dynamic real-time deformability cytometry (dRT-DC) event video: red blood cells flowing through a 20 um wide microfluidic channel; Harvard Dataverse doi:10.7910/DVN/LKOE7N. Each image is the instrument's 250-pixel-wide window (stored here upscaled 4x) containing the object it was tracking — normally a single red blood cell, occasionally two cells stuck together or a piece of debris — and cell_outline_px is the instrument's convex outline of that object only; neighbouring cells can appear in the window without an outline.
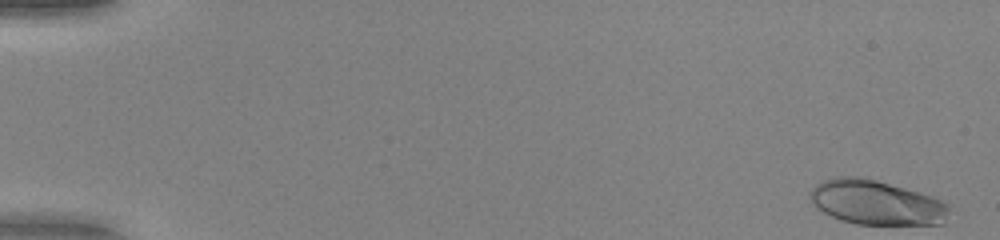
{"species": "human", "species_latin": "Homo sapiens", "temperature_condition": "warm", "stored_images_in_passage": 15, "camera_frame_rate_fps": 3000, "um_per_image_px": 0.085, "donor": {"sex": "female"}, "frame": {"image": 1, "passage_image": 1, "time_ms": 0.0, "image_size_px": [1000, 240], "cell_outline_px": [[948, 212], [944, 224], [856, 224], [840, 220], [816, 208], [812, 204], [808, 196], [808, 192], [820, 180], [836, 176], [860, 176], [876, 180], [920, 192], [932, 196], [948, 204]], "centroid_in_image_um": [74.42, 17.2], "position_along_channel_um": 10.6, "area_um2": 36.36}}
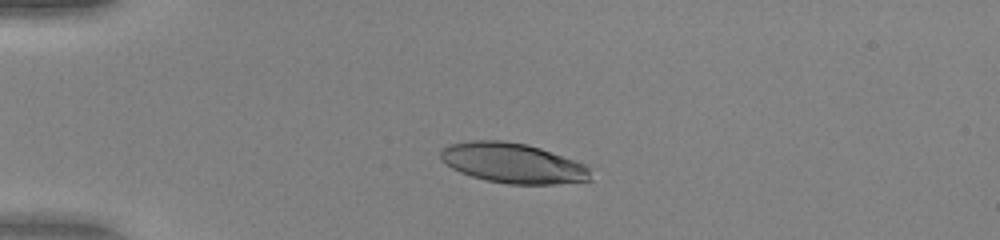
{"frame": {"image": 2, "passage_image": 13, "time_ms": 4.0, "image_size_px": [1000, 240], "cell_outline_px": [[592, 180], [556, 184], [508, 184], [488, 180], [472, 176], [460, 172], [452, 168], [440, 160], [440, 152], [448, 144], [468, 140], [504, 140], [528, 144], [540, 148], [584, 164], [588, 168]], "centroid_in_image_um": [43.56, 13.85], "position_along_channel_um": 41.4, "area_um2": 34.97}}